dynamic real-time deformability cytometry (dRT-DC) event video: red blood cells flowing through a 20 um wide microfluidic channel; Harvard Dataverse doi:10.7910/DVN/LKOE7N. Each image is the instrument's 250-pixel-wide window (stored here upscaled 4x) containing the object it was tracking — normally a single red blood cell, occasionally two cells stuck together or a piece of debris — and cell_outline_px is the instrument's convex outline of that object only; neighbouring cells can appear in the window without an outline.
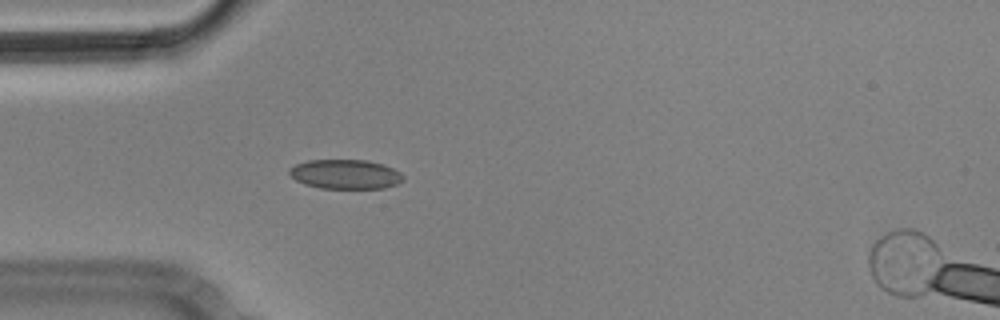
{"species": "Egyptian fruit bat (a non-hibernating species)", "species_latin": "Rousettus aegyptiacus", "temperature_condition": "cold", "stored_images_in_passage": 3, "camera_frame_rate_fps": 3000, "um_per_image_px": 0.085, "animal": {"sex": "male"}, "frame": {"image": 1, "passage_image": 3, "time_ms": 0.667, "image_size_px": [1000, 320], "cell_outline_px": [[404, 180], [396, 184], [384, 188], [320, 188], [304, 184], [296, 180], [288, 172], [288, 168], [296, 164], [308, 160], [368, 160], [384, 164], [400, 172], [404, 176]], "centroid_in_image_um": [29.36, 14.8], "position_along_channel_um": 55.6, "area_um2": 19.59}}